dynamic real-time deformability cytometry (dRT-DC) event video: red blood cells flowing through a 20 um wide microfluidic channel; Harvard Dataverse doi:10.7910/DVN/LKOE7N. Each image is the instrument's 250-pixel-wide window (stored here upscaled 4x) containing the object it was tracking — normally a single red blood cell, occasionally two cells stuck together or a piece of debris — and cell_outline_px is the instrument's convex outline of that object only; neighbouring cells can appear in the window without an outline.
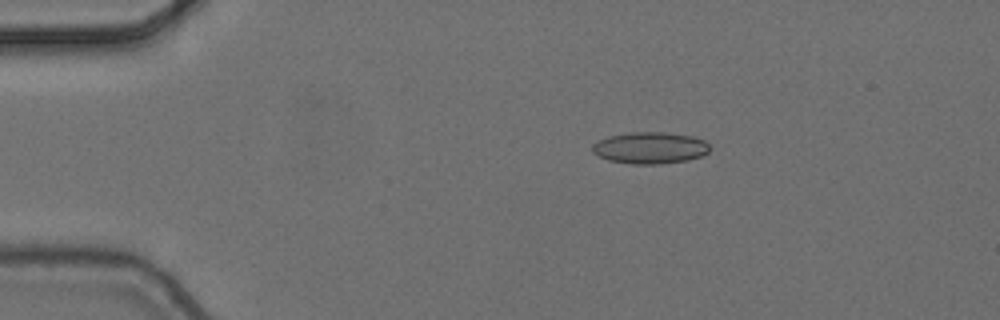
{"species": "common noctule bat (a hibernating species)", "species_latin": "Nyctalus noctula", "temperature_condition": "cold", "stored_images_in_passage": 6, "camera_frame_rate_fps": 3000, "um_per_image_px": 0.085, "animal": {"sex": "female", "body_mass_g": 24.6, "forearm_length_mm": 56.2}, "frame": {"image": 1, "passage_image": 3, "time_ms": 0.667, "image_size_px": [1000, 320], "cell_outline_px": [[708, 152], [700, 156], [688, 160], [660, 164], [632, 164], [608, 160], [592, 152], [592, 144], [608, 136], [628, 132], [664, 132], [692, 136], [704, 140], [708, 144]], "centroid_in_image_um": [55.23, 12.56], "position_along_channel_um": 29.8, "area_um2": 21.62}}
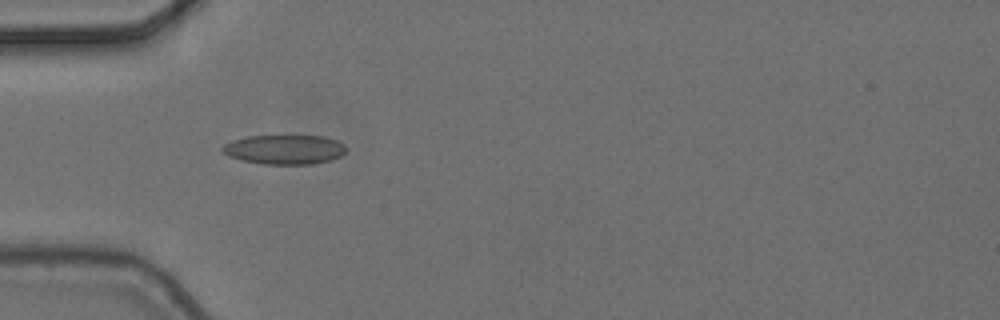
{"frame": {"image": 2, "passage_image": 5, "time_ms": 1.333, "image_size_px": [1000, 320], "cell_outline_px": [[348, 148], [340, 156], [332, 160], [312, 164], [264, 164], [240, 160], [228, 156], [220, 148], [224, 144], [232, 140], [248, 136], [324, 136], [336, 140], [344, 144]], "centroid_in_image_um": [24.18, 12.71], "position_along_channel_um": 60.8, "area_um2": 21.33}}
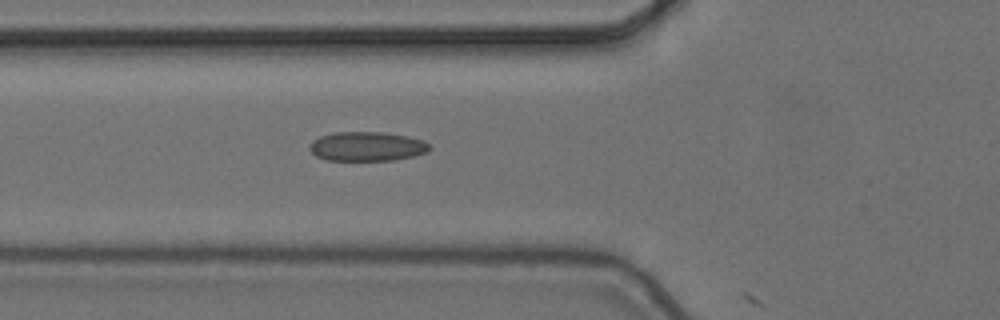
{"frame": {"image": 3, "passage_image": 6, "time_ms": 1.667, "image_size_px": [1000, 320], "cell_outline_px": [[432, 148], [428, 152], [412, 156], [392, 160], [328, 160], [316, 156], [308, 148], [308, 144], [312, 140], [320, 136], [336, 132], [380, 132], [408, 136], [424, 140], [432, 144]], "centroid_in_image_um": [31.21, 12.44], "position_along_channel_um": 94.6, "area_um2": 20.63}}